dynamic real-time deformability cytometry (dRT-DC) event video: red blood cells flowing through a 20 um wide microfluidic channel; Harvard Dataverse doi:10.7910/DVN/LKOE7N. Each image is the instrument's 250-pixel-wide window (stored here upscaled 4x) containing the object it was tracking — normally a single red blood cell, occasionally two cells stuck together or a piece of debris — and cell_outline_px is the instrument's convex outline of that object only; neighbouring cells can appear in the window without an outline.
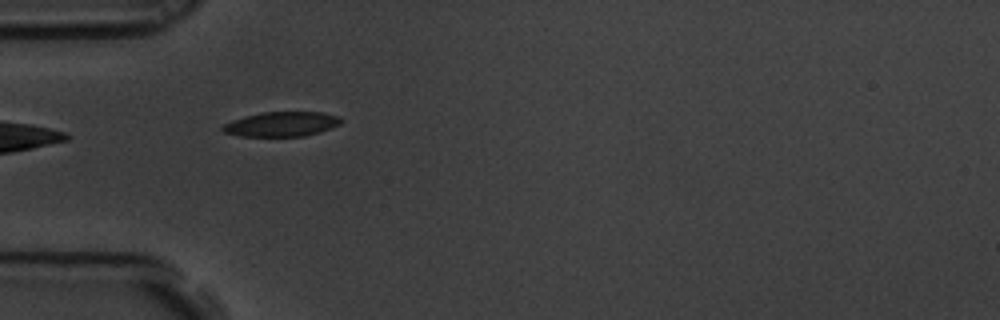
{"species": "common noctule bat (a hibernating species)", "species_latin": "Nyctalus noctula", "temperature_condition": "room temperature", "stored_images_in_passage": 7, "camera_frame_rate_fps": 3000, "um_per_image_px": 0.085, "animal": {"sex": "male", "body_mass_g": 19.5, "forearm_length_mm": 54.6}, "frame": {"image": 1, "passage_image": 6, "time_ms": 1.667, "image_size_px": [1000, 320], "cell_outline_px": [[344, 120], [340, 124], [332, 128], [320, 132], [304, 136], [240, 136], [224, 132], [220, 128], [224, 124], [232, 120], [260, 112], [320, 112], [340, 116]], "centroid_in_image_um": [23.97, 10.55], "position_along_channel_um": 61.0, "area_um2": 17.11}}
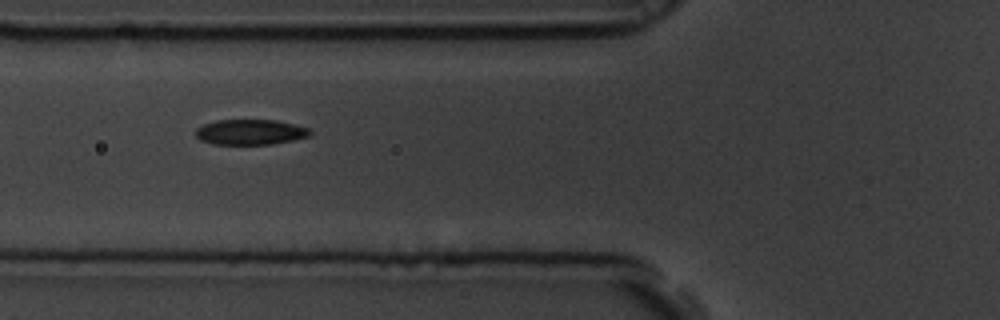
{"frame": {"image": 2, "passage_image": 7, "time_ms": 2.0, "image_size_px": [1000, 320], "cell_outline_px": [[312, 132], [308, 136], [292, 140], [272, 144], [212, 144], [200, 140], [196, 136], [196, 128], [204, 124], [216, 120], [276, 120], [308, 128]], "centroid_in_image_um": [21.24, 11.22], "position_along_channel_um": 104.6, "area_um2": 16.76}}